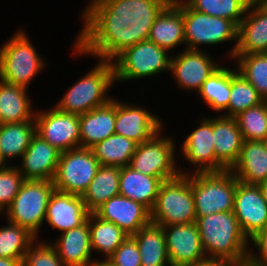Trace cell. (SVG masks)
<instances>
[{"instance_id":"32","label":"cell","mask_w":267,"mask_h":266,"mask_svg":"<svg viewBox=\"0 0 267 266\" xmlns=\"http://www.w3.org/2000/svg\"><path fill=\"white\" fill-rule=\"evenodd\" d=\"M89 230L91 250L105 254L104 261H109L115 250L129 236L116 224L101 219L95 213L89 214Z\"/></svg>"},{"instance_id":"13","label":"cell","mask_w":267,"mask_h":266,"mask_svg":"<svg viewBox=\"0 0 267 266\" xmlns=\"http://www.w3.org/2000/svg\"><path fill=\"white\" fill-rule=\"evenodd\" d=\"M171 266L200 264L204 252L196 222L163 226Z\"/></svg>"},{"instance_id":"9","label":"cell","mask_w":267,"mask_h":266,"mask_svg":"<svg viewBox=\"0 0 267 266\" xmlns=\"http://www.w3.org/2000/svg\"><path fill=\"white\" fill-rule=\"evenodd\" d=\"M171 58L167 50L150 40L141 41L113 60L115 81L137 80L170 71Z\"/></svg>"},{"instance_id":"44","label":"cell","mask_w":267,"mask_h":266,"mask_svg":"<svg viewBox=\"0 0 267 266\" xmlns=\"http://www.w3.org/2000/svg\"><path fill=\"white\" fill-rule=\"evenodd\" d=\"M235 261L229 259L206 258L202 266H234Z\"/></svg>"},{"instance_id":"39","label":"cell","mask_w":267,"mask_h":266,"mask_svg":"<svg viewBox=\"0 0 267 266\" xmlns=\"http://www.w3.org/2000/svg\"><path fill=\"white\" fill-rule=\"evenodd\" d=\"M246 141H265L267 138V100L235 116Z\"/></svg>"},{"instance_id":"4","label":"cell","mask_w":267,"mask_h":266,"mask_svg":"<svg viewBox=\"0 0 267 266\" xmlns=\"http://www.w3.org/2000/svg\"><path fill=\"white\" fill-rule=\"evenodd\" d=\"M150 217L152 223L160 226L196 222L192 173L190 176L183 172L161 183Z\"/></svg>"},{"instance_id":"54","label":"cell","mask_w":267,"mask_h":266,"mask_svg":"<svg viewBox=\"0 0 267 266\" xmlns=\"http://www.w3.org/2000/svg\"><path fill=\"white\" fill-rule=\"evenodd\" d=\"M170 2H173V3H176V2H180V1H183V0H169Z\"/></svg>"},{"instance_id":"18","label":"cell","mask_w":267,"mask_h":266,"mask_svg":"<svg viewBox=\"0 0 267 266\" xmlns=\"http://www.w3.org/2000/svg\"><path fill=\"white\" fill-rule=\"evenodd\" d=\"M215 172L229 170L238 160L244 138L235 117L213 118Z\"/></svg>"},{"instance_id":"14","label":"cell","mask_w":267,"mask_h":266,"mask_svg":"<svg viewBox=\"0 0 267 266\" xmlns=\"http://www.w3.org/2000/svg\"><path fill=\"white\" fill-rule=\"evenodd\" d=\"M243 234L254 237L267 224V202L258 185L237 180L233 210Z\"/></svg>"},{"instance_id":"23","label":"cell","mask_w":267,"mask_h":266,"mask_svg":"<svg viewBox=\"0 0 267 266\" xmlns=\"http://www.w3.org/2000/svg\"><path fill=\"white\" fill-rule=\"evenodd\" d=\"M258 53H267V13L254 5L247 9L238 26V43L234 55Z\"/></svg>"},{"instance_id":"27","label":"cell","mask_w":267,"mask_h":266,"mask_svg":"<svg viewBox=\"0 0 267 266\" xmlns=\"http://www.w3.org/2000/svg\"><path fill=\"white\" fill-rule=\"evenodd\" d=\"M162 182L160 178L137 172L130 166L120 167L119 195L139 202L151 210Z\"/></svg>"},{"instance_id":"41","label":"cell","mask_w":267,"mask_h":266,"mask_svg":"<svg viewBox=\"0 0 267 266\" xmlns=\"http://www.w3.org/2000/svg\"><path fill=\"white\" fill-rule=\"evenodd\" d=\"M36 242L25 254L22 266H65L53 245L43 241Z\"/></svg>"},{"instance_id":"28","label":"cell","mask_w":267,"mask_h":266,"mask_svg":"<svg viewBox=\"0 0 267 266\" xmlns=\"http://www.w3.org/2000/svg\"><path fill=\"white\" fill-rule=\"evenodd\" d=\"M31 101L25 87L9 84L0 79V125L35 121Z\"/></svg>"},{"instance_id":"5","label":"cell","mask_w":267,"mask_h":266,"mask_svg":"<svg viewBox=\"0 0 267 266\" xmlns=\"http://www.w3.org/2000/svg\"><path fill=\"white\" fill-rule=\"evenodd\" d=\"M46 63L36 52L24 30L18 31L0 48V79L27 89Z\"/></svg>"},{"instance_id":"15","label":"cell","mask_w":267,"mask_h":266,"mask_svg":"<svg viewBox=\"0 0 267 266\" xmlns=\"http://www.w3.org/2000/svg\"><path fill=\"white\" fill-rule=\"evenodd\" d=\"M219 68L207 53L188 49L171 58L170 66L173 78L180 87L196 91H199L206 79Z\"/></svg>"},{"instance_id":"8","label":"cell","mask_w":267,"mask_h":266,"mask_svg":"<svg viewBox=\"0 0 267 266\" xmlns=\"http://www.w3.org/2000/svg\"><path fill=\"white\" fill-rule=\"evenodd\" d=\"M55 186L50 180H25L11 205L6 209L7 220L29 230L37 237L42 226L48 201Z\"/></svg>"},{"instance_id":"52","label":"cell","mask_w":267,"mask_h":266,"mask_svg":"<svg viewBox=\"0 0 267 266\" xmlns=\"http://www.w3.org/2000/svg\"><path fill=\"white\" fill-rule=\"evenodd\" d=\"M180 266H202V262L200 264L180 265Z\"/></svg>"},{"instance_id":"50","label":"cell","mask_w":267,"mask_h":266,"mask_svg":"<svg viewBox=\"0 0 267 266\" xmlns=\"http://www.w3.org/2000/svg\"><path fill=\"white\" fill-rule=\"evenodd\" d=\"M258 6L267 13V0H259Z\"/></svg>"},{"instance_id":"24","label":"cell","mask_w":267,"mask_h":266,"mask_svg":"<svg viewBox=\"0 0 267 266\" xmlns=\"http://www.w3.org/2000/svg\"><path fill=\"white\" fill-rule=\"evenodd\" d=\"M116 100L79 115L82 148H91L115 134Z\"/></svg>"},{"instance_id":"48","label":"cell","mask_w":267,"mask_h":266,"mask_svg":"<svg viewBox=\"0 0 267 266\" xmlns=\"http://www.w3.org/2000/svg\"><path fill=\"white\" fill-rule=\"evenodd\" d=\"M91 266H114V265L109 261L96 260Z\"/></svg>"},{"instance_id":"45","label":"cell","mask_w":267,"mask_h":266,"mask_svg":"<svg viewBox=\"0 0 267 266\" xmlns=\"http://www.w3.org/2000/svg\"><path fill=\"white\" fill-rule=\"evenodd\" d=\"M0 266H22V262L19 259L0 257Z\"/></svg>"},{"instance_id":"38","label":"cell","mask_w":267,"mask_h":266,"mask_svg":"<svg viewBox=\"0 0 267 266\" xmlns=\"http://www.w3.org/2000/svg\"><path fill=\"white\" fill-rule=\"evenodd\" d=\"M192 9L233 21L239 26L248 7L241 0H184Z\"/></svg>"},{"instance_id":"26","label":"cell","mask_w":267,"mask_h":266,"mask_svg":"<svg viewBox=\"0 0 267 266\" xmlns=\"http://www.w3.org/2000/svg\"><path fill=\"white\" fill-rule=\"evenodd\" d=\"M148 40L167 51L185 44L183 15L175 3L169 2L156 16Z\"/></svg>"},{"instance_id":"1","label":"cell","mask_w":267,"mask_h":266,"mask_svg":"<svg viewBox=\"0 0 267 266\" xmlns=\"http://www.w3.org/2000/svg\"><path fill=\"white\" fill-rule=\"evenodd\" d=\"M169 0H100L82 14L77 53L113 61L126 48L148 40L156 16Z\"/></svg>"},{"instance_id":"35","label":"cell","mask_w":267,"mask_h":266,"mask_svg":"<svg viewBox=\"0 0 267 266\" xmlns=\"http://www.w3.org/2000/svg\"><path fill=\"white\" fill-rule=\"evenodd\" d=\"M36 238L25 227L8 221V226L0 228V257L23 262L31 245L36 244Z\"/></svg>"},{"instance_id":"33","label":"cell","mask_w":267,"mask_h":266,"mask_svg":"<svg viewBox=\"0 0 267 266\" xmlns=\"http://www.w3.org/2000/svg\"><path fill=\"white\" fill-rule=\"evenodd\" d=\"M138 143L124 136L113 134L96 143L91 150L100 165L129 166Z\"/></svg>"},{"instance_id":"2","label":"cell","mask_w":267,"mask_h":266,"mask_svg":"<svg viewBox=\"0 0 267 266\" xmlns=\"http://www.w3.org/2000/svg\"><path fill=\"white\" fill-rule=\"evenodd\" d=\"M207 258L239 262L248 258L249 239L243 234L233 211L217 212L196 219ZM248 243V244H247Z\"/></svg>"},{"instance_id":"6","label":"cell","mask_w":267,"mask_h":266,"mask_svg":"<svg viewBox=\"0 0 267 266\" xmlns=\"http://www.w3.org/2000/svg\"><path fill=\"white\" fill-rule=\"evenodd\" d=\"M182 11L185 44L188 50H200L199 46L217 45L235 40L230 56L233 58L238 43V26L228 19L210 16L192 9L184 0L175 3Z\"/></svg>"},{"instance_id":"53","label":"cell","mask_w":267,"mask_h":266,"mask_svg":"<svg viewBox=\"0 0 267 266\" xmlns=\"http://www.w3.org/2000/svg\"><path fill=\"white\" fill-rule=\"evenodd\" d=\"M98 1H100V0H91V2L89 3L88 7H89L90 5H92V4L96 3V2H98Z\"/></svg>"},{"instance_id":"43","label":"cell","mask_w":267,"mask_h":266,"mask_svg":"<svg viewBox=\"0 0 267 266\" xmlns=\"http://www.w3.org/2000/svg\"><path fill=\"white\" fill-rule=\"evenodd\" d=\"M250 240L257 247L259 255L250 251L248 258L260 266H267V224Z\"/></svg>"},{"instance_id":"40","label":"cell","mask_w":267,"mask_h":266,"mask_svg":"<svg viewBox=\"0 0 267 266\" xmlns=\"http://www.w3.org/2000/svg\"><path fill=\"white\" fill-rule=\"evenodd\" d=\"M24 181L16 166H7L0 170V213L11 205Z\"/></svg>"},{"instance_id":"21","label":"cell","mask_w":267,"mask_h":266,"mask_svg":"<svg viewBox=\"0 0 267 266\" xmlns=\"http://www.w3.org/2000/svg\"><path fill=\"white\" fill-rule=\"evenodd\" d=\"M182 144V153L196 167V173L215 172L213 118H204Z\"/></svg>"},{"instance_id":"49","label":"cell","mask_w":267,"mask_h":266,"mask_svg":"<svg viewBox=\"0 0 267 266\" xmlns=\"http://www.w3.org/2000/svg\"><path fill=\"white\" fill-rule=\"evenodd\" d=\"M248 8L258 5L259 0H241Z\"/></svg>"},{"instance_id":"22","label":"cell","mask_w":267,"mask_h":266,"mask_svg":"<svg viewBox=\"0 0 267 266\" xmlns=\"http://www.w3.org/2000/svg\"><path fill=\"white\" fill-rule=\"evenodd\" d=\"M229 170L244 184L259 185L267 181L266 142L244 140L238 160Z\"/></svg>"},{"instance_id":"34","label":"cell","mask_w":267,"mask_h":266,"mask_svg":"<svg viewBox=\"0 0 267 266\" xmlns=\"http://www.w3.org/2000/svg\"><path fill=\"white\" fill-rule=\"evenodd\" d=\"M198 93L209 108L225 111L230 101L231 69L221 66L206 79Z\"/></svg>"},{"instance_id":"46","label":"cell","mask_w":267,"mask_h":266,"mask_svg":"<svg viewBox=\"0 0 267 266\" xmlns=\"http://www.w3.org/2000/svg\"><path fill=\"white\" fill-rule=\"evenodd\" d=\"M234 266H260V265L255 263L251 259L247 258L245 260L235 262Z\"/></svg>"},{"instance_id":"10","label":"cell","mask_w":267,"mask_h":266,"mask_svg":"<svg viewBox=\"0 0 267 266\" xmlns=\"http://www.w3.org/2000/svg\"><path fill=\"white\" fill-rule=\"evenodd\" d=\"M91 148L61 152L53 184L55 190L82 196L100 168Z\"/></svg>"},{"instance_id":"42","label":"cell","mask_w":267,"mask_h":266,"mask_svg":"<svg viewBox=\"0 0 267 266\" xmlns=\"http://www.w3.org/2000/svg\"><path fill=\"white\" fill-rule=\"evenodd\" d=\"M139 248L133 236H127L109 260L114 266H141Z\"/></svg>"},{"instance_id":"25","label":"cell","mask_w":267,"mask_h":266,"mask_svg":"<svg viewBox=\"0 0 267 266\" xmlns=\"http://www.w3.org/2000/svg\"><path fill=\"white\" fill-rule=\"evenodd\" d=\"M65 266H91L89 216L87 221L77 227L61 233L52 244Z\"/></svg>"},{"instance_id":"31","label":"cell","mask_w":267,"mask_h":266,"mask_svg":"<svg viewBox=\"0 0 267 266\" xmlns=\"http://www.w3.org/2000/svg\"><path fill=\"white\" fill-rule=\"evenodd\" d=\"M36 134V122L24 121L0 125V153L5 161L22 157Z\"/></svg>"},{"instance_id":"47","label":"cell","mask_w":267,"mask_h":266,"mask_svg":"<svg viewBox=\"0 0 267 266\" xmlns=\"http://www.w3.org/2000/svg\"><path fill=\"white\" fill-rule=\"evenodd\" d=\"M262 191L263 197L265 198L267 202V181L262 182L261 184L258 185Z\"/></svg>"},{"instance_id":"17","label":"cell","mask_w":267,"mask_h":266,"mask_svg":"<svg viewBox=\"0 0 267 266\" xmlns=\"http://www.w3.org/2000/svg\"><path fill=\"white\" fill-rule=\"evenodd\" d=\"M94 213L101 219L116 224L129 236L151 222L150 210L146 206L122 195L113 196Z\"/></svg>"},{"instance_id":"19","label":"cell","mask_w":267,"mask_h":266,"mask_svg":"<svg viewBox=\"0 0 267 266\" xmlns=\"http://www.w3.org/2000/svg\"><path fill=\"white\" fill-rule=\"evenodd\" d=\"M60 153L36 133L21 157V168L19 166L17 168L25 180L52 181L56 173Z\"/></svg>"},{"instance_id":"16","label":"cell","mask_w":267,"mask_h":266,"mask_svg":"<svg viewBox=\"0 0 267 266\" xmlns=\"http://www.w3.org/2000/svg\"><path fill=\"white\" fill-rule=\"evenodd\" d=\"M161 123L155 114L116 100L115 134L141 144L162 130Z\"/></svg>"},{"instance_id":"12","label":"cell","mask_w":267,"mask_h":266,"mask_svg":"<svg viewBox=\"0 0 267 266\" xmlns=\"http://www.w3.org/2000/svg\"><path fill=\"white\" fill-rule=\"evenodd\" d=\"M35 114L36 133L60 152L80 148L79 115L65 113L55 106Z\"/></svg>"},{"instance_id":"11","label":"cell","mask_w":267,"mask_h":266,"mask_svg":"<svg viewBox=\"0 0 267 266\" xmlns=\"http://www.w3.org/2000/svg\"><path fill=\"white\" fill-rule=\"evenodd\" d=\"M160 133L157 132L149 140L137 145L129 166L137 172L166 181L178 177L183 171L177 170L175 166L173 140L160 137Z\"/></svg>"},{"instance_id":"20","label":"cell","mask_w":267,"mask_h":266,"mask_svg":"<svg viewBox=\"0 0 267 266\" xmlns=\"http://www.w3.org/2000/svg\"><path fill=\"white\" fill-rule=\"evenodd\" d=\"M89 214L80 195L54 190L48 201L45 219L51 227L64 232L83 225Z\"/></svg>"},{"instance_id":"51","label":"cell","mask_w":267,"mask_h":266,"mask_svg":"<svg viewBox=\"0 0 267 266\" xmlns=\"http://www.w3.org/2000/svg\"><path fill=\"white\" fill-rule=\"evenodd\" d=\"M6 163L7 162L2 158V155L0 153V170L6 168L8 166Z\"/></svg>"},{"instance_id":"7","label":"cell","mask_w":267,"mask_h":266,"mask_svg":"<svg viewBox=\"0 0 267 266\" xmlns=\"http://www.w3.org/2000/svg\"><path fill=\"white\" fill-rule=\"evenodd\" d=\"M235 193L236 177L230 170L192 173L196 219L212 213L233 211Z\"/></svg>"},{"instance_id":"29","label":"cell","mask_w":267,"mask_h":266,"mask_svg":"<svg viewBox=\"0 0 267 266\" xmlns=\"http://www.w3.org/2000/svg\"><path fill=\"white\" fill-rule=\"evenodd\" d=\"M132 236L139 248L141 266H171L163 226L150 222Z\"/></svg>"},{"instance_id":"3","label":"cell","mask_w":267,"mask_h":266,"mask_svg":"<svg viewBox=\"0 0 267 266\" xmlns=\"http://www.w3.org/2000/svg\"><path fill=\"white\" fill-rule=\"evenodd\" d=\"M113 83H115L113 63L99 60L96 67L69 88L55 107L65 113L85 114L113 99L106 96L107 90Z\"/></svg>"},{"instance_id":"37","label":"cell","mask_w":267,"mask_h":266,"mask_svg":"<svg viewBox=\"0 0 267 266\" xmlns=\"http://www.w3.org/2000/svg\"><path fill=\"white\" fill-rule=\"evenodd\" d=\"M238 62V72L267 100V53L234 55Z\"/></svg>"},{"instance_id":"36","label":"cell","mask_w":267,"mask_h":266,"mask_svg":"<svg viewBox=\"0 0 267 266\" xmlns=\"http://www.w3.org/2000/svg\"><path fill=\"white\" fill-rule=\"evenodd\" d=\"M227 114L223 116L235 117L239 113L262 103L264 100L257 90L236 70H231V93Z\"/></svg>"},{"instance_id":"30","label":"cell","mask_w":267,"mask_h":266,"mask_svg":"<svg viewBox=\"0 0 267 266\" xmlns=\"http://www.w3.org/2000/svg\"><path fill=\"white\" fill-rule=\"evenodd\" d=\"M120 167L101 165L97 174L81 196L85 207L94 213L113 196L119 195Z\"/></svg>"}]
</instances>
